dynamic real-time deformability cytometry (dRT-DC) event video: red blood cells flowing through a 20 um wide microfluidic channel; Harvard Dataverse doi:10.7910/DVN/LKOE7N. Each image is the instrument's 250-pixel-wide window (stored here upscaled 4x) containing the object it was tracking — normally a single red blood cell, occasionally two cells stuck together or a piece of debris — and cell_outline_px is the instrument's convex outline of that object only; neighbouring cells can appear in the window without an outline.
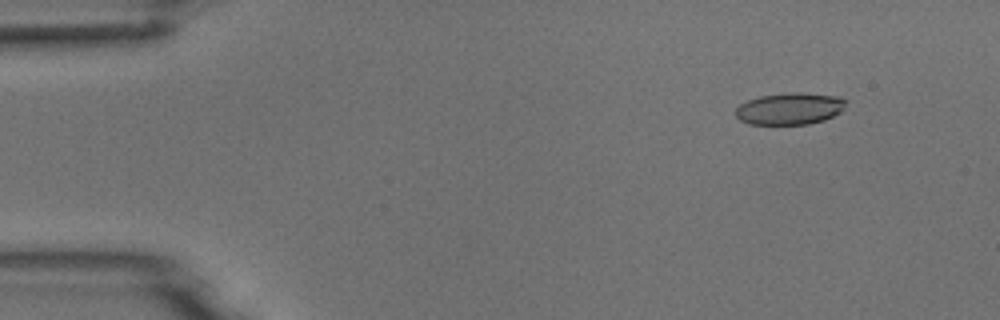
{"species": "common noctule bat (a hibernating species)", "species_latin": "Nyctalus noctula", "temperature_condition": "room temperature", "stored_images_in_passage": 8, "camera_frame_rate_fps": 3000, "um_per_image_px": 0.085, "animal": {"sex": "male", "body_mass_g": 18.8}, "frame": {"image": 1, "passage_image": 2, "time_ms": 1.0, "image_size_px": [1000, 320], "cell_outline_px": [[848, 100], [844, 108], [840, 112], [824, 120], [808, 124], [748, 124], [740, 120], [736, 116], [736, 108], [740, 104], [748, 100], [760, 96], [792, 92], [800, 92], [840, 96]], "centroid_in_image_um": [67.16, 9.23], "position_along_channel_um": 17.8, "area_um2": 20.58}}
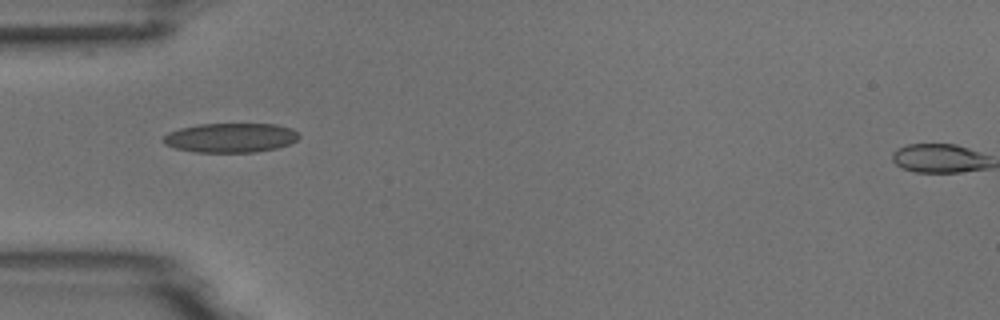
{"frame": {"image": 2, "passage_image": 5, "time_ms": 4.667, "image_size_px": [1000, 320], "cell_outline_px": [[300, 136], [296, 140], [288, 144], [276, 148], [256, 152], [196, 152], [176, 148], [164, 144], [160, 140], [168, 132], [180, 128], [196, 124], [276, 124], [292, 128]], "centroid_in_image_um": [19.57, 11.7], "position_along_channel_um": 65.4, "area_um2": 23.29}}